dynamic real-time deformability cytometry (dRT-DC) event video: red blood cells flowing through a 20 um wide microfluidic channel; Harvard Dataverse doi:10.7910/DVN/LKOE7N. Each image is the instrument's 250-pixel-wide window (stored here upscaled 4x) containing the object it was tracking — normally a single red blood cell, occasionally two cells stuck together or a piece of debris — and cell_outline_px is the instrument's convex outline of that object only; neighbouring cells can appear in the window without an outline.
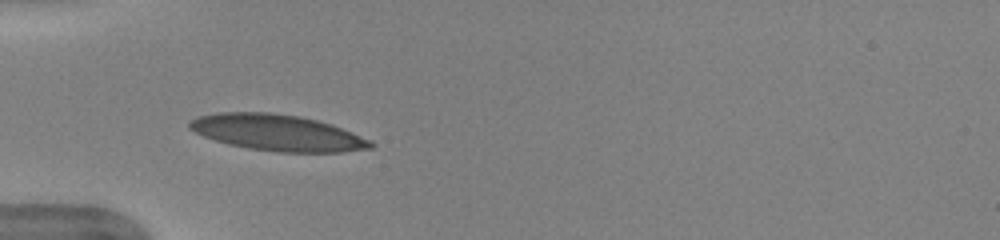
{"species": "human", "species_latin": "Homo sapiens", "temperature_condition": "warm", "stored_images_in_passage": 30, "camera_frame_rate_fps": 3000, "um_per_image_px": 0.085, "donor": {"sex": "female"}, "frame": {"image": 1, "passage_image": 1, "time_ms": 0.0, "image_size_px": [1000, 240], "cell_outline_px": [[376, 144], [372, 148], [340, 152], [280, 152], [248, 148], [228, 144], [204, 136], [188, 128], [188, 124], [196, 116], [220, 112], [268, 112], [300, 116], [332, 124], [372, 140]], "centroid_in_image_um": [23.6, 11.27], "position_along_channel_um": 61.4, "area_um2": 38.21}}
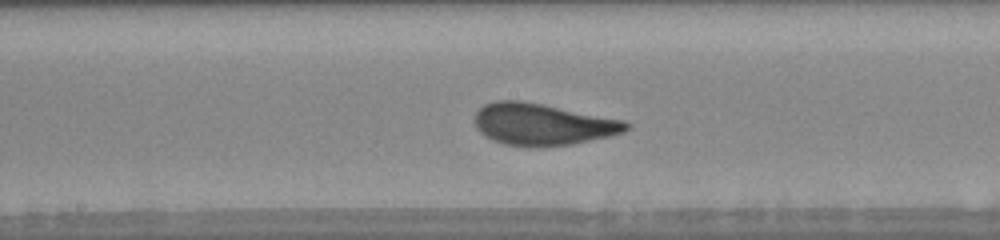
{"frame": {"image": 2, "passage_image": 12, "time_ms": 3.667, "image_size_px": [1000, 240], "cell_outline_px": [[632, 124], [624, 132], [608, 136], [572, 144], [504, 144], [492, 140], [484, 136], [476, 128], [476, 112], [484, 104], [496, 100], [520, 100], [624, 120]], "centroid_in_image_um": [46.11, 10.53], "position_along_channel_um": 202.1, "area_um2": 35.84}}
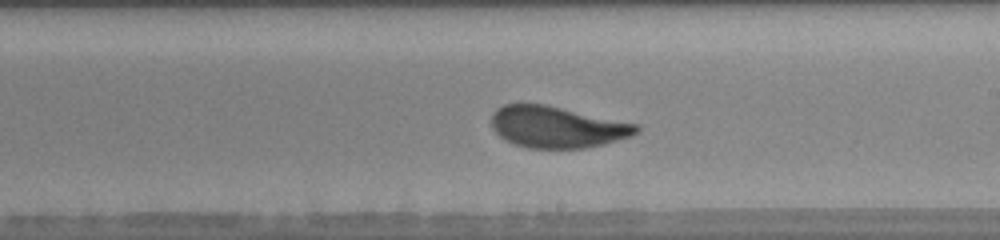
{"frame": {"image": 3, "passage_image": 15, "time_ms": 4.667, "image_size_px": [1000, 240], "cell_outline_px": [[640, 128], [632, 136], [604, 144], [588, 148], [528, 148], [504, 140], [492, 128], [492, 112], [496, 108], [504, 104], [544, 104], [640, 124]], "centroid_in_image_um": [47.36, 10.79], "position_along_channel_um": 241.6, "area_um2": 35.14}, "authors_computed_cell_mechanics": {"area_um2": 35.8071, "velocity_mm_per_s": 3.9725, "shape_relaxation_time_tau1_ms": 3.6163, "shape_relaxation_time_tau2_ms": null, "deformation_change_tau1": 0.1616, "deformation_change_tau2": null}}